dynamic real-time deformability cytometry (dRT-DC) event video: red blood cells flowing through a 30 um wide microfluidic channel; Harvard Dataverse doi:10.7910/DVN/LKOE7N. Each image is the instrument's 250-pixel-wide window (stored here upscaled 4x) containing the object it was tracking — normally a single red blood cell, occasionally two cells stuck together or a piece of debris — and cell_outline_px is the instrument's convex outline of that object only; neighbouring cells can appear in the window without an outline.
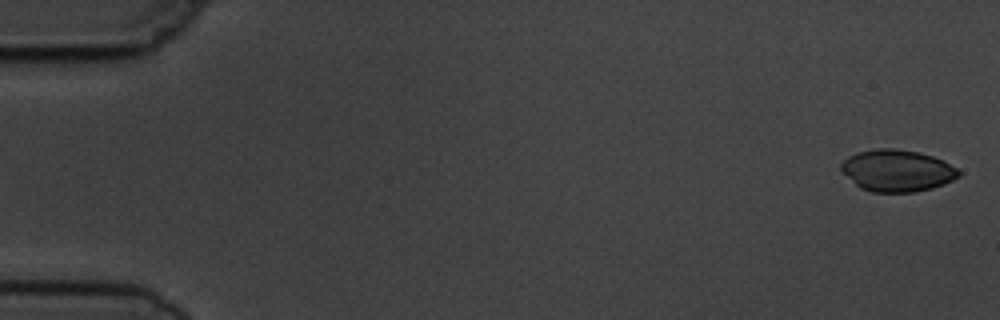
{"species": "common noctule bat (a hibernating species)", "species_latin": "Nyctalus noctula", "temperature_condition": "cold", "stored_images_in_passage": 5, "camera_frame_rate_fps": 3000, "um_per_image_px": 0.085, "animal": {"sex": "male", "body_mass_g": 19.5, "forearm_length_mm": 54.6}, "frame": {"image": 1, "passage_image": 1, "time_ms": 0.0, "image_size_px": [1000, 320], "cell_outline_px": [[960, 176], [944, 184], [932, 188], [916, 192], [872, 192], [860, 188], [840, 172], [840, 164], [848, 156], [856, 152], [876, 148], [896, 148], [920, 152], [932, 156], [956, 168], [960, 172]], "centroid_in_image_um": [76.2, 14.5], "position_along_channel_um": 8.8, "area_um2": 28.84}}